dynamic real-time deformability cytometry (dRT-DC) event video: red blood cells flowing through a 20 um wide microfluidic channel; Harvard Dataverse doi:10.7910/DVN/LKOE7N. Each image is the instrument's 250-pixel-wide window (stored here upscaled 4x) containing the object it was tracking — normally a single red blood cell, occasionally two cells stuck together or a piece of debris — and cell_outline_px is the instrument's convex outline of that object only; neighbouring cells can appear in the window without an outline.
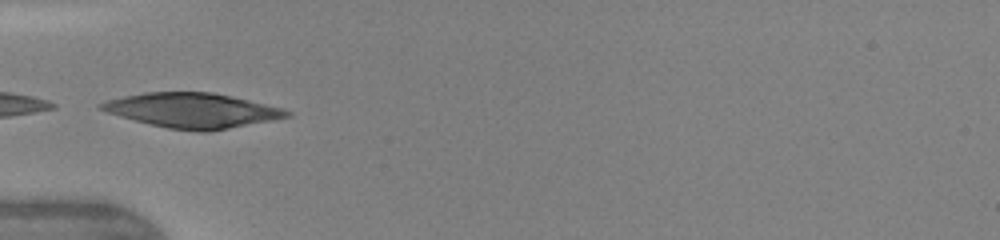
{"species": "human", "species_latin": "Homo sapiens", "temperature_condition": "warm", "stored_images_in_passage": 23, "camera_frame_rate_fps": 3000, "um_per_image_px": 0.085, "donor": {"sex": "female"}, "frame": {"image": 1, "passage_image": 1, "time_ms": 0.0, "image_size_px": [1000, 240], "cell_outline_px": [[292, 116], [272, 120], [208, 132], [196, 132], [168, 128], [120, 116], [96, 108], [96, 104], [108, 100], [124, 96], [144, 92], [212, 92], [232, 96], [280, 108], [292, 112]], "centroid_in_image_um": [16.33, 9.38], "position_along_channel_um": 68.7, "area_um2": 37.34}}